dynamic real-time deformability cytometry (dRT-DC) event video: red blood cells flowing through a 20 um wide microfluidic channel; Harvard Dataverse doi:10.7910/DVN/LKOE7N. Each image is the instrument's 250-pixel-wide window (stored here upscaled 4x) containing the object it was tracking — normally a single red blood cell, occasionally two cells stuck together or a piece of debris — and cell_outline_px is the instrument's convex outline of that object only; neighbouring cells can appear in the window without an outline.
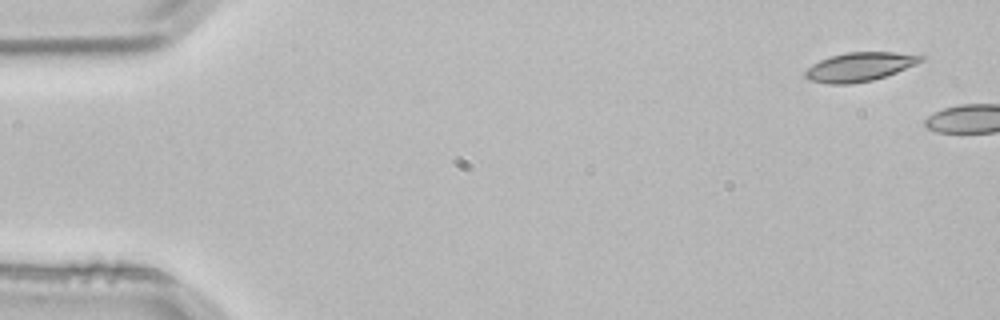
{"species": "common noctule bat (a hibernating species)", "species_latin": "Nyctalus noctula", "temperature_condition": "room temperature", "stored_images_in_passage": 5, "segment_of_instrument_passage": [1, 2], "camera_frame_rate_fps": 3000, "um_per_image_px": 0.085, "animal": {"sex": "male", "body_mass_g": 21.5, "forearm_length_mm": 52.0}, "frame": {"image": 1, "passage_image": 1, "time_ms": 0.0, "image_size_px": [1000, 320], "cell_outline_px": [[924, 60], [916, 64], [896, 72], [872, 80], [848, 84], [828, 84], [808, 80], [804, 76], [804, 72], [812, 64], [820, 60], [832, 56], [848, 52], [892, 52], [924, 56]], "centroid_in_image_um": [73.03, 5.68], "position_along_channel_um": 12.0, "area_um2": 19.25}}
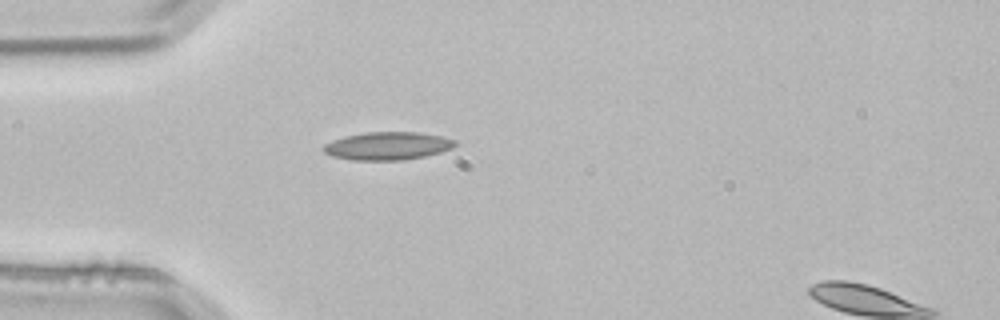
{"frame": {"image": 2, "passage_image": 4, "time_ms": 1.0, "image_size_px": [1000, 320], "cell_outline_px": [[456, 144], [452, 148], [440, 152], [424, 156], [400, 160], [352, 160], [332, 156], [324, 152], [320, 148], [324, 144], [332, 140], [344, 136], [364, 132], [416, 132], [440, 136], [456, 140]], "centroid_in_image_um": [32.89, 12.4], "position_along_channel_um": 52.1, "area_um2": 21.44}}